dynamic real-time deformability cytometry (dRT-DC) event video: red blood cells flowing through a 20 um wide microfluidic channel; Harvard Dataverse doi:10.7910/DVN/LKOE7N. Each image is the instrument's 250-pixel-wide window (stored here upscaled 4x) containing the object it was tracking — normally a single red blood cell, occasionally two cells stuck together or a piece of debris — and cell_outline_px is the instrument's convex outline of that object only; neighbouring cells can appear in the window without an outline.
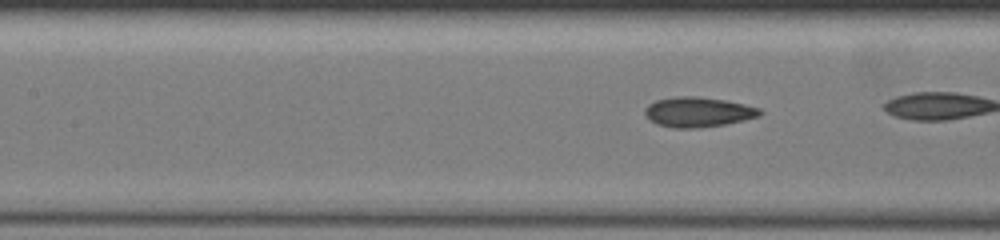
{"species": "common noctule bat (a hibernating species)", "species_latin": "Nyctalus noctula", "temperature_condition": "warm", "stored_images_in_passage": 41, "camera_frame_rate_fps": 3000, "um_per_image_px": 0.085, "animal": {"sex": "female", "body_mass_g": 19.5, "forearm_length_mm": 54.1}, "frame": {"image": 1, "passage_image": 24, "time_ms": 7.667, "image_size_px": [1000, 240], "cell_outline_px": [[764, 112], [760, 116], [744, 120], [724, 124], [696, 128], [672, 128], [656, 124], [648, 120], [644, 116], [644, 108], [648, 104], [656, 100], [676, 96], [700, 96], [724, 100], [744, 104], [760, 108]], "centroid_in_image_um": [59.3, 9.52], "position_along_channel_um": 148.1, "area_um2": 20.35}}
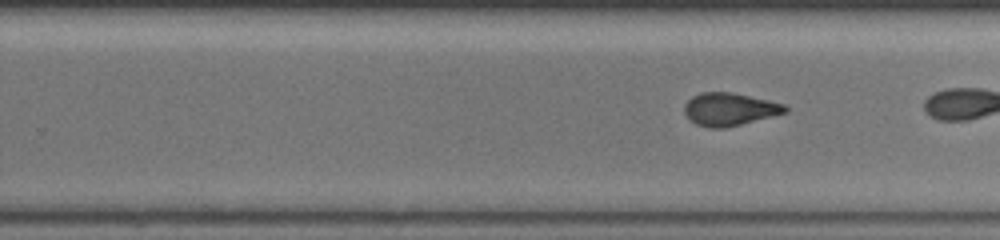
{"frame": {"image": 2, "passage_image": 35, "time_ms": 11.333, "image_size_px": [1000, 240], "cell_outline_px": [[788, 112], [724, 128], [708, 128], [696, 124], [684, 112], [684, 104], [692, 96], [700, 92], [732, 92], [768, 100], [784, 104], [788, 108]], "centroid_in_image_um": [62.0, 9.27], "position_along_channel_um": 267.8, "area_um2": 19.13}}